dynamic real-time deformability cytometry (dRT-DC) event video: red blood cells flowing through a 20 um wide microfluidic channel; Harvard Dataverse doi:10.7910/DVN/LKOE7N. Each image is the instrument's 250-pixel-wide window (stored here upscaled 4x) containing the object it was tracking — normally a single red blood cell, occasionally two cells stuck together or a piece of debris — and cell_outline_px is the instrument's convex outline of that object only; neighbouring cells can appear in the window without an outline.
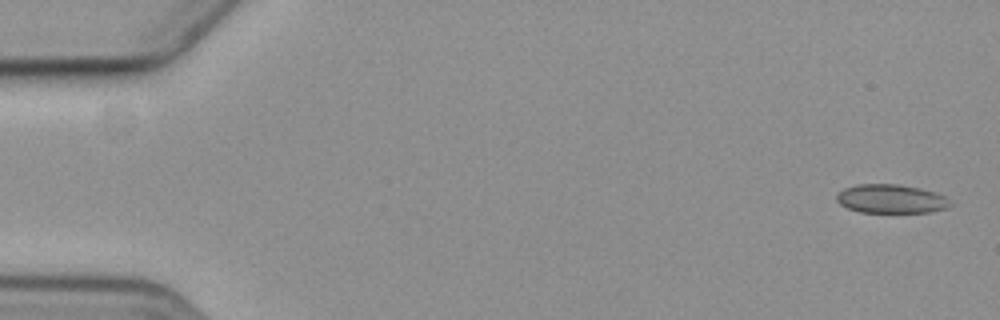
{"species": "common noctule bat (a hibernating species)", "species_latin": "Nyctalus noctula", "temperature_condition": "cold", "stored_images_in_passage": 11, "camera_frame_rate_fps": 3000, "um_per_image_px": 0.085, "animal": {"sex": "female", "body_mass_g": 19.3, "forearm_length_mm": 54.1}, "frame": {"image": 1, "passage_image": 1, "time_ms": 0.0, "image_size_px": [1000, 320], "cell_outline_px": [[948, 208], [928, 212], [860, 212], [848, 208], [840, 204], [836, 200], [836, 196], [844, 188], [856, 184], [896, 184], [920, 188], [944, 196], [948, 204]], "centroid_in_image_um": [75.67, 16.9], "position_along_channel_um": 9.3, "area_um2": 18.73}}
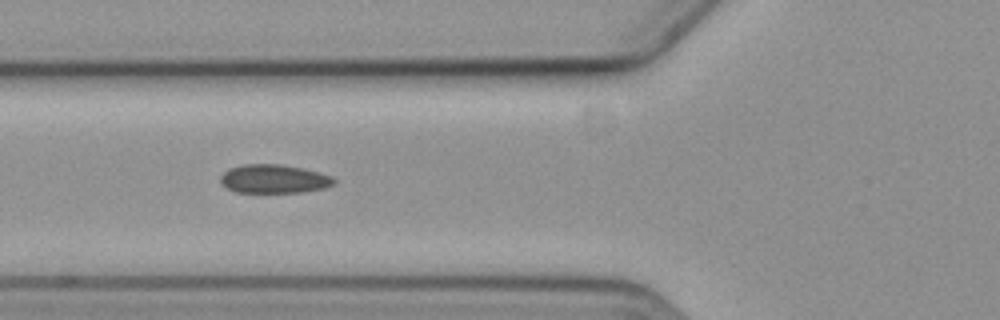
{"frame": {"image": 2, "passage_image": 6, "time_ms": 6.667, "image_size_px": [1000, 320], "cell_outline_px": [[336, 184], [324, 188], [304, 192], [236, 192], [220, 184], [220, 176], [228, 168], [244, 164], [280, 164], [304, 168], [320, 172], [332, 176], [336, 180]], "centroid_in_image_um": [23.3, 15.2], "position_along_channel_um": 102.5, "area_um2": 19.19}}
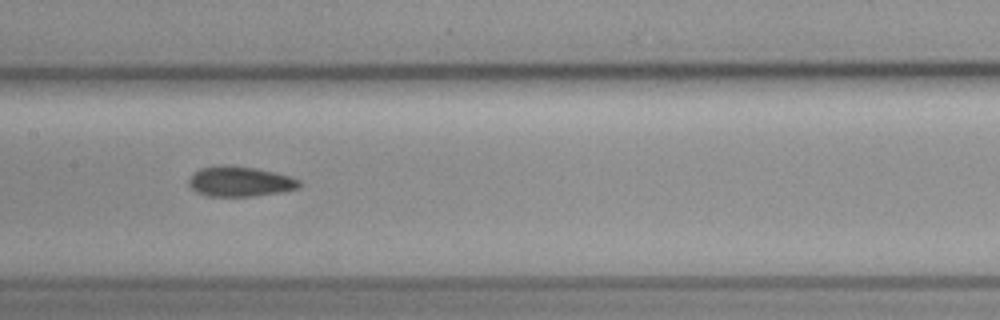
{"frame": {"image": 3, "passage_image": 8, "time_ms": 9.0, "image_size_px": [1000, 320], "cell_outline_px": [[300, 188], [280, 192], [252, 196], [208, 196], [196, 192], [188, 184], [188, 180], [192, 172], [200, 168], [224, 164], [232, 164], [256, 168], [292, 176], [300, 180]], "centroid_in_image_um": [20.38, 15.41], "position_along_channel_um": 187.0, "area_um2": 19.71}}